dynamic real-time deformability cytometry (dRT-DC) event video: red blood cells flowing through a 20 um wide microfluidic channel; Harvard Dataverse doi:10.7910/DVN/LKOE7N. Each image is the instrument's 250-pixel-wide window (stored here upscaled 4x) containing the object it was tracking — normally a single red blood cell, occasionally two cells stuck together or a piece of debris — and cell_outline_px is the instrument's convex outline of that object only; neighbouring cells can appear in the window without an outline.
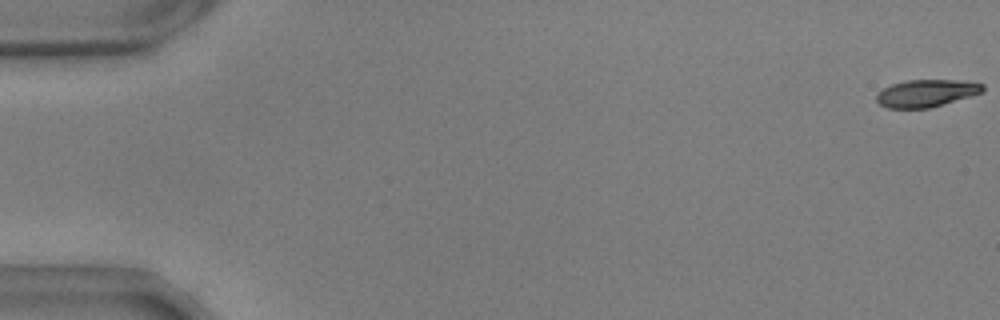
{"species": "common noctule bat (a hibernating species)", "species_latin": "Nyctalus noctula", "temperature_condition": "warm", "stored_images_in_passage": 56, "camera_frame_rate_fps": 3000, "um_per_image_px": 0.085, "animal": {"sex": "male", "body_mass_g": 17.9, "forearm_length_mm": 54.2}, "frame": {"image": 1, "passage_image": 1, "time_ms": 0.0, "image_size_px": [1000, 320], "cell_outline_px": [[984, 92], [972, 96], [928, 108], [888, 108], [880, 104], [876, 100], [876, 96], [884, 88], [892, 84], [904, 80], [956, 80], [984, 84]], "centroid_in_image_um": [78.75, 7.92], "position_along_channel_um": 6.2, "area_um2": 16.82}}
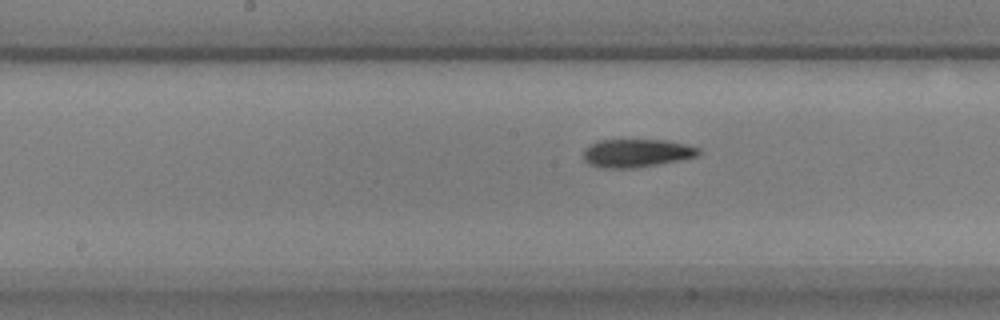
{"frame": {"image": 2, "passage_image": 29, "time_ms": 9.333, "image_size_px": [1000, 320], "cell_outline_px": [[700, 156], [680, 160], [636, 168], [600, 168], [588, 164], [584, 160], [584, 148], [600, 140], [664, 140], [688, 144], [700, 148]], "centroid_in_image_um": [54.13, 13.02], "position_along_channel_um": 194.1, "area_um2": 19.07}}
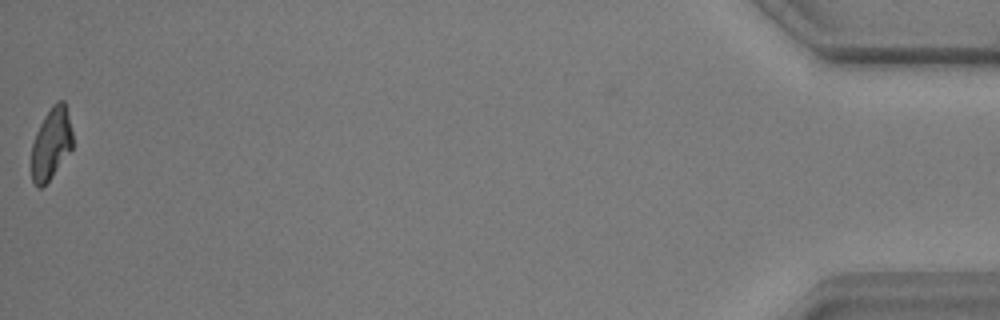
{"frame": {"image": 3, "passage_image": 56, "time_ms": 18.333, "image_size_px": [1000, 320], "cell_outline_px": [[72, 148], [48, 180], [40, 188], [36, 188], [32, 180], [32, 144], [36, 132], [44, 116], [52, 104], [56, 100], [64, 100], [72, 132]], "centroid_in_image_um": [4.34, 12.17], "position_along_channel_um": 430.9, "area_um2": 16.88}, "authors_computed_cell_mechanics": {"area_um2": 18.6405, "velocity_mm_per_s": 3.6656, "shape_relaxation_time_tau1_ms": 7.4287, "shape_relaxation_time_tau2_ms": 3.4394, "deformation_change_tau1": 0.2237, "deformation_change_tau2": 0.1004}}